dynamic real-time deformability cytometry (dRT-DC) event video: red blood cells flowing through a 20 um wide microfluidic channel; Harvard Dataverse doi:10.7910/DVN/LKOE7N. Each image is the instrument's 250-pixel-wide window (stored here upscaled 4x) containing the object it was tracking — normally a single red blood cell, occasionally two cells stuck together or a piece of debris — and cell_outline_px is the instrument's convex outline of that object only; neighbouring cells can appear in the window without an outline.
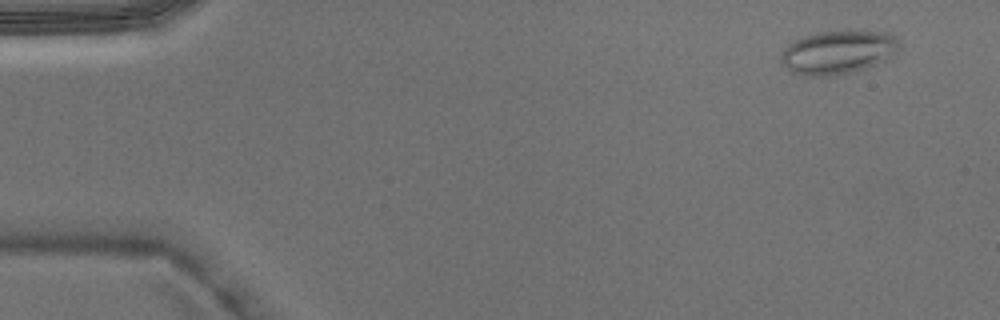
{"species": "Egyptian fruit bat (a non-hibernating species)", "species_latin": "Rousettus aegyptiacus", "temperature_condition": "warm", "stored_images_in_passage": 4, "camera_frame_rate_fps": 3000, "um_per_image_px": 0.085, "animal": {"sex": "male"}, "frame": {"image": 1, "passage_image": 1, "time_ms": 0.0, "image_size_px": [1000, 320], "cell_outline_px": [[900, 48], [896, 52], [884, 60], [876, 64], [864, 68], [836, 76], [804, 76], [792, 72], [780, 60], [780, 52], [788, 44], [804, 36], [816, 32], [848, 28], [888, 32], [896, 36], [900, 44]], "centroid_in_image_um": [71.25, 4.39], "position_along_channel_um": 13.8, "area_um2": 30.81}}